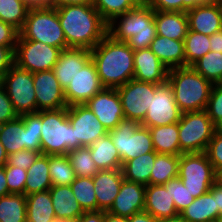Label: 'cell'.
<instances>
[{"mask_svg": "<svg viewBox=\"0 0 222 222\" xmlns=\"http://www.w3.org/2000/svg\"><path fill=\"white\" fill-rule=\"evenodd\" d=\"M180 214L188 222H209L218 220L219 210L214 196L207 192L195 198Z\"/></svg>", "mask_w": 222, "mask_h": 222, "instance_id": "30", "label": "cell"}, {"mask_svg": "<svg viewBox=\"0 0 222 222\" xmlns=\"http://www.w3.org/2000/svg\"><path fill=\"white\" fill-rule=\"evenodd\" d=\"M158 84L131 79L116 88L119 93L124 117L139 124L144 120Z\"/></svg>", "mask_w": 222, "mask_h": 222, "instance_id": "12", "label": "cell"}, {"mask_svg": "<svg viewBox=\"0 0 222 222\" xmlns=\"http://www.w3.org/2000/svg\"><path fill=\"white\" fill-rule=\"evenodd\" d=\"M214 1L215 0H152L150 7L154 11L187 12L197 5Z\"/></svg>", "mask_w": 222, "mask_h": 222, "instance_id": "44", "label": "cell"}, {"mask_svg": "<svg viewBox=\"0 0 222 222\" xmlns=\"http://www.w3.org/2000/svg\"><path fill=\"white\" fill-rule=\"evenodd\" d=\"M67 117L74 128L75 140L82 147L91 146L108 133L96 115L85 104L68 106Z\"/></svg>", "mask_w": 222, "mask_h": 222, "instance_id": "14", "label": "cell"}, {"mask_svg": "<svg viewBox=\"0 0 222 222\" xmlns=\"http://www.w3.org/2000/svg\"><path fill=\"white\" fill-rule=\"evenodd\" d=\"M209 192L214 196L219 214L222 213V183L217 180L210 188Z\"/></svg>", "mask_w": 222, "mask_h": 222, "instance_id": "54", "label": "cell"}, {"mask_svg": "<svg viewBox=\"0 0 222 222\" xmlns=\"http://www.w3.org/2000/svg\"><path fill=\"white\" fill-rule=\"evenodd\" d=\"M129 222H159V220L148 212L142 211L129 217Z\"/></svg>", "mask_w": 222, "mask_h": 222, "instance_id": "57", "label": "cell"}, {"mask_svg": "<svg viewBox=\"0 0 222 222\" xmlns=\"http://www.w3.org/2000/svg\"><path fill=\"white\" fill-rule=\"evenodd\" d=\"M93 0H48L47 6L57 8L64 5L92 4Z\"/></svg>", "mask_w": 222, "mask_h": 222, "instance_id": "55", "label": "cell"}, {"mask_svg": "<svg viewBox=\"0 0 222 222\" xmlns=\"http://www.w3.org/2000/svg\"><path fill=\"white\" fill-rule=\"evenodd\" d=\"M170 195L173 197L178 214L188 207L195 199L178 176L170 179Z\"/></svg>", "mask_w": 222, "mask_h": 222, "instance_id": "46", "label": "cell"}, {"mask_svg": "<svg viewBox=\"0 0 222 222\" xmlns=\"http://www.w3.org/2000/svg\"><path fill=\"white\" fill-rule=\"evenodd\" d=\"M184 41L186 66H192L210 50V36L188 30Z\"/></svg>", "mask_w": 222, "mask_h": 222, "instance_id": "40", "label": "cell"}, {"mask_svg": "<svg viewBox=\"0 0 222 222\" xmlns=\"http://www.w3.org/2000/svg\"><path fill=\"white\" fill-rule=\"evenodd\" d=\"M41 153L44 155H67L82 147L75 140L74 128L67 117V107L41 111Z\"/></svg>", "mask_w": 222, "mask_h": 222, "instance_id": "5", "label": "cell"}, {"mask_svg": "<svg viewBox=\"0 0 222 222\" xmlns=\"http://www.w3.org/2000/svg\"><path fill=\"white\" fill-rule=\"evenodd\" d=\"M49 192L56 217L78 219L85 212L70 185L52 186Z\"/></svg>", "mask_w": 222, "mask_h": 222, "instance_id": "26", "label": "cell"}, {"mask_svg": "<svg viewBox=\"0 0 222 222\" xmlns=\"http://www.w3.org/2000/svg\"><path fill=\"white\" fill-rule=\"evenodd\" d=\"M217 222H222V213L219 214Z\"/></svg>", "mask_w": 222, "mask_h": 222, "instance_id": "67", "label": "cell"}, {"mask_svg": "<svg viewBox=\"0 0 222 222\" xmlns=\"http://www.w3.org/2000/svg\"><path fill=\"white\" fill-rule=\"evenodd\" d=\"M107 34L114 40L127 42L134 51L149 48L157 35L154 10L151 7L128 10L108 23Z\"/></svg>", "mask_w": 222, "mask_h": 222, "instance_id": "3", "label": "cell"}, {"mask_svg": "<svg viewBox=\"0 0 222 222\" xmlns=\"http://www.w3.org/2000/svg\"><path fill=\"white\" fill-rule=\"evenodd\" d=\"M52 186L70 185L76 178L67 155H48Z\"/></svg>", "mask_w": 222, "mask_h": 222, "instance_id": "36", "label": "cell"}, {"mask_svg": "<svg viewBox=\"0 0 222 222\" xmlns=\"http://www.w3.org/2000/svg\"><path fill=\"white\" fill-rule=\"evenodd\" d=\"M25 2L29 7H45L47 6L48 0H22Z\"/></svg>", "mask_w": 222, "mask_h": 222, "instance_id": "60", "label": "cell"}, {"mask_svg": "<svg viewBox=\"0 0 222 222\" xmlns=\"http://www.w3.org/2000/svg\"><path fill=\"white\" fill-rule=\"evenodd\" d=\"M157 154L155 151L149 152L123 163L121 171L124 179L145 186L150 185L151 170Z\"/></svg>", "mask_w": 222, "mask_h": 222, "instance_id": "29", "label": "cell"}, {"mask_svg": "<svg viewBox=\"0 0 222 222\" xmlns=\"http://www.w3.org/2000/svg\"><path fill=\"white\" fill-rule=\"evenodd\" d=\"M178 177L195 198L209 192L217 181V171L203 153H182L179 160Z\"/></svg>", "mask_w": 222, "mask_h": 222, "instance_id": "9", "label": "cell"}, {"mask_svg": "<svg viewBox=\"0 0 222 222\" xmlns=\"http://www.w3.org/2000/svg\"><path fill=\"white\" fill-rule=\"evenodd\" d=\"M18 117L12 102L6 93L3 84L0 82V125L12 121Z\"/></svg>", "mask_w": 222, "mask_h": 222, "instance_id": "50", "label": "cell"}, {"mask_svg": "<svg viewBox=\"0 0 222 222\" xmlns=\"http://www.w3.org/2000/svg\"><path fill=\"white\" fill-rule=\"evenodd\" d=\"M157 35L173 40H184L188 33L186 12L154 11Z\"/></svg>", "mask_w": 222, "mask_h": 222, "instance_id": "25", "label": "cell"}, {"mask_svg": "<svg viewBox=\"0 0 222 222\" xmlns=\"http://www.w3.org/2000/svg\"><path fill=\"white\" fill-rule=\"evenodd\" d=\"M181 114L182 112L175 102L173 89L166 82L156 88L154 97L140 125L149 128L178 123Z\"/></svg>", "mask_w": 222, "mask_h": 222, "instance_id": "13", "label": "cell"}, {"mask_svg": "<svg viewBox=\"0 0 222 222\" xmlns=\"http://www.w3.org/2000/svg\"><path fill=\"white\" fill-rule=\"evenodd\" d=\"M205 111L216 127L222 128V83L213 84Z\"/></svg>", "mask_w": 222, "mask_h": 222, "instance_id": "45", "label": "cell"}, {"mask_svg": "<svg viewBox=\"0 0 222 222\" xmlns=\"http://www.w3.org/2000/svg\"><path fill=\"white\" fill-rule=\"evenodd\" d=\"M92 5L107 24L115 17L135 8L131 0H93Z\"/></svg>", "mask_w": 222, "mask_h": 222, "instance_id": "43", "label": "cell"}, {"mask_svg": "<svg viewBox=\"0 0 222 222\" xmlns=\"http://www.w3.org/2000/svg\"><path fill=\"white\" fill-rule=\"evenodd\" d=\"M189 30L211 36L222 30V11L215 2L197 5L186 12Z\"/></svg>", "mask_w": 222, "mask_h": 222, "instance_id": "21", "label": "cell"}, {"mask_svg": "<svg viewBox=\"0 0 222 222\" xmlns=\"http://www.w3.org/2000/svg\"><path fill=\"white\" fill-rule=\"evenodd\" d=\"M19 34L12 25L0 20V46H16Z\"/></svg>", "mask_w": 222, "mask_h": 222, "instance_id": "51", "label": "cell"}, {"mask_svg": "<svg viewBox=\"0 0 222 222\" xmlns=\"http://www.w3.org/2000/svg\"><path fill=\"white\" fill-rule=\"evenodd\" d=\"M210 50L222 53V30L210 36Z\"/></svg>", "mask_w": 222, "mask_h": 222, "instance_id": "56", "label": "cell"}, {"mask_svg": "<svg viewBox=\"0 0 222 222\" xmlns=\"http://www.w3.org/2000/svg\"><path fill=\"white\" fill-rule=\"evenodd\" d=\"M16 46H0V82L15 64L14 51Z\"/></svg>", "mask_w": 222, "mask_h": 222, "instance_id": "52", "label": "cell"}, {"mask_svg": "<svg viewBox=\"0 0 222 222\" xmlns=\"http://www.w3.org/2000/svg\"><path fill=\"white\" fill-rule=\"evenodd\" d=\"M25 194L10 193L0 197V222H27Z\"/></svg>", "mask_w": 222, "mask_h": 222, "instance_id": "34", "label": "cell"}, {"mask_svg": "<svg viewBox=\"0 0 222 222\" xmlns=\"http://www.w3.org/2000/svg\"><path fill=\"white\" fill-rule=\"evenodd\" d=\"M205 153L217 172L222 169V128L216 129Z\"/></svg>", "mask_w": 222, "mask_h": 222, "instance_id": "48", "label": "cell"}, {"mask_svg": "<svg viewBox=\"0 0 222 222\" xmlns=\"http://www.w3.org/2000/svg\"><path fill=\"white\" fill-rule=\"evenodd\" d=\"M89 148L99 170L121 169V158L108 133L96 140Z\"/></svg>", "mask_w": 222, "mask_h": 222, "instance_id": "28", "label": "cell"}, {"mask_svg": "<svg viewBox=\"0 0 222 222\" xmlns=\"http://www.w3.org/2000/svg\"><path fill=\"white\" fill-rule=\"evenodd\" d=\"M216 129L205 110L183 112L178 122L180 150L183 153L205 152Z\"/></svg>", "mask_w": 222, "mask_h": 222, "instance_id": "8", "label": "cell"}, {"mask_svg": "<svg viewBox=\"0 0 222 222\" xmlns=\"http://www.w3.org/2000/svg\"><path fill=\"white\" fill-rule=\"evenodd\" d=\"M167 82L182 113L206 109L213 84L192 66L170 69Z\"/></svg>", "mask_w": 222, "mask_h": 222, "instance_id": "4", "label": "cell"}, {"mask_svg": "<svg viewBox=\"0 0 222 222\" xmlns=\"http://www.w3.org/2000/svg\"><path fill=\"white\" fill-rule=\"evenodd\" d=\"M30 7L22 0H0V20L22 30Z\"/></svg>", "mask_w": 222, "mask_h": 222, "instance_id": "38", "label": "cell"}, {"mask_svg": "<svg viewBox=\"0 0 222 222\" xmlns=\"http://www.w3.org/2000/svg\"><path fill=\"white\" fill-rule=\"evenodd\" d=\"M103 88L96 66L94 62L90 60L70 81L69 85L64 90L67 106L85 104Z\"/></svg>", "mask_w": 222, "mask_h": 222, "instance_id": "16", "label": "cell"}, {"mask_svg": "<svg viewBox=\"0 0 222 222\" xmlns=\"http://www.w3.org/2000/svg\"><path fill=\"white\" fill-rule=\"evenodd\" d=\"M52 187L49 175L48 155L41 154L27 169L24 194L47 191Z\"/></svg>", "mask_w": 222, "mask_h": 222, "instance_id": "32", "label": "cell"}, {"mask_svg": "<svg viewBox=\"0 0 222 222\" xmlns=\"http://www.w3.org/2000/svg\"><path fill=\"white\" fill-rule=\"evenodd\" d=\"M180 156L157 154L154 167L151 170L150 184L164 185L170 179L178 176Z\"/></svg>", "mask_w": 222, "mask_h": 222, "instance_id": "35", "label": "cell"}, {"mask_svg": "<svg viewBox=\"0 0 222 222\" xmlns=\"http://www.w3.org/2000/svg\"><path fill=\"white\" fill-rule=\"evenodd\" d=\"M76 177H93L99 169L91 156L89 147H79L67 154Z\"/></svg>", "mask_w": 222, "mask_h": 222, "instance_id": "42", "label": "cell"}, {"mask_svg": "<svg viewBox=\"0 0 222 222\" xmlns=\"http://www.w3.org/2000/svg\"><path fill=\"white\" fill-rule=\"evenodd\" d=\"M90 53L104 88H118L133 79L134 50L127 42L107 34Z\"/></svg>", "mask_w": 222, "mask_h": 222, "instance_id": "2", "label": "cell"}, {"mask_svg": "<svg viewBox=\"0 0 222 222\" xmlns=\"http://www.w3.org/2000/svg\"><path fill=\"white\" fill-rule=\"evenodd\" d=\"M24 124V149L41 152V111L21 115Z\"/></svg>", "mask_w": 222, "mask_h": 222, "instance_id": "41", "label": "cell"}, {"mask_svg": "<svg viewBox=\"0 0 222 222\" xmlns=\"http://www.w3.org/2000/svg\"><path fill=\"white\" fill-rule=\"evenodd\" d=\"M192 67L212 84L222 83V53L216 51L207 52L197 60Z\"/></svg>", "mask_w": 222, "mask_h": 222, "instance_id": "37", "label": "cell"}, {"mask_svg": "<svg viewBox=\"0 0 222 222\" xmlns=\"http://www.w3.org/2000/svg\"><path fill=\"white\" fill-rule=\"evenodd\" d=\"M78 222H105V211H85L78 218Z\"/></svg>", "mask_w": 222, "mask_h": 222, "instance_id": "53", "label": "cell"}, {"mask_svg": "<svg viewBox=\"0 0 222 222\" xmlns=\"http://www.w3.org/2000/svg\"><path fill=\"white\" fill-rule=\"evenodd\" d=\"M214 2L217 4L218 8L222 11V0H215Z\"/></svg>", "mask_w": 222, "mask_h": 222, "instance_id": "66", "label": "cell"}, {"mask_svg": "<svg viewBox=\"0 0 222 222\" xmlns=\"http://www.w3.org/2000/svg\"><path fill=\"white\" fill-rule=\"evenodd\" d=\"M18 40L40 41L61 50L68 45L56 8L30 7Z\"/></svg>", "mask_w": 222, "mask_h": 222, "instance_id": "6", "label": "cell"}, {"mask_svg": "<svg viewBox=\"0 0 222 222\" xmlns=\"http://www.w3.org/2000/svg\"><path fill=\"white\" fill-rule=\"evenodd\" d=\"M168 72L169 69L149 48L134 51L133 79L162 85L167 82Z\"/></svg>", "mask_w": 222, "mask_h": 222, "instance_id": "19", "label": "cell"}, {"mask_svg": "<svg viewBox=\"0 0 222 222\" xmlns=\"http://www.w3.org/2000/svg\"><path fill=\"white\" fill-rule=\"evenodd\" d=\"M5 174L9 194H24L27 170L18 168L17 166H5Z\"/></svg>", "mask_w": 222, "mask_h": 222, "instance_id": "47", "label": "cell"}, {"mask_svg": "<svg viewBox=\"0 0 222 222\" xmlns=\"http://www.w3.org/2000/svg\"><path fill=\"white\" fill-rule=\"evenodd\" d=\"M105 222H129V217L116 216L105 211Z\"/></svg>", "mask_w": 222, "mask_h": 222, "instance_id": "59", "label": "cell"}, {"mask_svg": "<svg viewBox=\"0 0 222 222\" xmlns=\"http://www.w3.org/2000/svg\"><path fill=\"white\" fill-rule=\"evenodd\" d=\"M1 83L18 116L37 112L33 73L14 64L5 74Z\"/></svg>", "mask_w": 222, "mask_h": 222, "instance_id": "10", "label": "cell"}, {"mask_svg": "<svg viewBox=\"0 0 222 222\" xmlns=\"http://www.w3.org/2000/svg\"><path fill=\"white\" fill-rule=\"evenodd\" d=\"M217 180H219V181L222 183V169H220V170L217 172Z\"/></svg>", "mask_w": 222, "mask_h": 222, "instance_id": "65", "label": "cell"}, {"mask_svg": "<svg viewBox=\"0 0 222 222\" xmlns=\"http://www.w3.org/2000/svg\"><path fill=\"white\" fill-rule=\"evenodd\" d=\"M153 147L158 154H171L180 156L178 123L164 126L149 127Z\"/></svg>", "mask_w": 222, "mask_h": 222, "instance_id": "27", "label": "cell"}, {"mask_svg": "<svg viewBox=\"0 0 222 222\" xmlns=\"http://www.w3.org/2000/svg\"><path fill=\"white\" fill-rule=\"evenodd\" d=\"M0 142L7 155L24 150V124L21 116L0 125Z\"/></svg>", "mask_w": 222, "mask_h": 222, "instance_id": "33", "label": "cell"}, {"mask_svg": "<svg viewBox=\"0 0 222 222\" xmlns=\"http://www.w3.org/2000/svg\"><path fill=\"white\" fill-rule=\"evenodd\" d=\"M108 134L118 150L122 164L155 151L149 128L141 126L134 120L123 118L120 124Z\"/></svg>", "mask_w": 222, "mask_h": 222, "instance_id": "7", "label": "cell"}, {"mask_svg": "<svg viewBox=\"0 0 222 222\" xmlns=\"http://www.w3.org/2000/svg\"><path fill=\"white\" fill-rule=\"evenodd\" d=\"M68 48L93 49L106 35L108 24L92 4L56 8Z\"/></svg>", "mask_w": 222, "mask_h": 222, "instance_id": "1", "label": "cell"}, {"mask_svg": "<svg viewBox=\"0 0 222 222\" xmlns=\"http://www.w3.org/2000/svg\"><path fill=\"white\" fill-rule=\"evenodd\" d=\"M135 7H150L152 0H131Z\"/></svg>", "mask_w": 222, "mask_h": 222, "instance_id": "63", "label": "cell"}, {"mask_svg": "<svg viewBox=\"0 0 222 222\" xmlns=\"http://www.w3.org/2000/svg\"><path fill=\"white\" fill-rule=\"evenodd\" d=\"M51 222H78V219L55 217Z\"/></svg>", "mask_w": 222, "mask_h": 222, "instance_id": "64", "label": "cell"}, {"mask_svg": "<svg viewBox=\"0 0 222 222\" xmlns=\"http://www.w3.org/2000/svg\"><path fill=\"white\" fill-rule=\"evenodd\" d=\"M144 211L158 220L178 215L170 195V180L164 185L146 186Z\"/></svg>", "mask_w": 222, "mask_h": 222, "instance_id": "23", "label": "cell"}, {"mask_svg": "<svg viewBox=\"0 0 222 222\" xmlns=\"http://www.w3.org/2000/svg\"><path fill=\"white\" fill-rule=\"evenodd\" d=\"M27 222H51L55 217L49 190L26 195Z\"/></svg>", "mask_w": 222, "mask_h": 222, "instance_id": "31", "label": "cell"}, {"mask_svg": "<svg viewBox=\"0 0 222 222\" xmlns=\"http://www.w3.org/2000/svg\"><path fill=\"white\" fill-rule=\"evenodd\" d=\"M123 179L121 169L99 170L93 176L98 210L110 209L119 193Z\"/></svg>", "mask_w": 222, "mask_h": 222, "instance_id": "22", "label": "cell"}, {"mask_svg": "<svg viewBox=\"0 0 222 222\" xmlns=\"http://www.w3.org/2000/svg\"><path fill=\"white\" fill-rule=\"evenodd\" d=\"M61 49L40 41L17 40L14 62L31 73L52 70L58 61Z\"/></svg>", "mask_w": 222, "mask_h": 222, "instance_id": "11", "label": "cell"}, {"mask_svg": "<svg viewBox=\"0 0 222 222\" xmlns=\"http://www.w3.org/2000/svg\"><path fill=\"white\" fill-rule=\"evenodd\" d=\"M70 187L84 211H98L93 177H76Z\"/></svg>", "mask_w": 222, "mask_h": 222, "instance_id": "39", "label": "cell"}, {"mask_svg": "<svg viewBox=\"0 0 222 222\" xmlns=\"http://www.w3.org/2000/svg\"><path fill=\"white\" fill-rule=\"evenodd\" d=\"M159 222H188L181 214L170 218L160 219Z\"/></svg>", "mask_w": 222, "mask_h": 222, "instance_id": "61", "label": "cell"}, {"mask_svg": "<svg viewBox=\"0 0 222 222\" xmlns=\"http://www.w3.org/2000/svg\"><path fill=\"white\" fill-rule=\"evenodd\" d=\"M149 49L169 70L186 67L183 40H173L161 35H156Z\"/></svg>", "mask_w": 222, "mask_h": 222, "instance_id": "24", "label": "cell"}, {"mask_svg": "<svg viewBox=\"0 0 222 222\" xmlns=\"http://www.w3.org/2000/svg\"><path fill=\"white\" fill-rule=\"evenodd\" d=\"M9 194L7 187V178L5 174V166L0 167V197L6 196Z\"/></svg>", "mask_w": 222, "mask_h": 222, "instance_id": "58", "label": "cell"}, {"mask_svg": "<svg viewBox=\"0 0 222 222\" xmlns=\"http://www.w3.org/2000/svg\"><path fill=\"white\" fill-rule=\"evenodd\" d=\"M85 105L96 115L107 132L116 128L124 117L122 103L116 88H103Z\"/></svg>", "mask_w": 222, "mask_h": 222, "instance_id": "15", "label": "cell"}, {"mask_svg": "<svg viewBox=\"0 0 222 222\" xmlns=\"http://www.w3.org/2000/svg\"><path fill=\"white\" fill-rule=\"evenodd\" d=\"M41 154V152L33 150H20L8 155L7 164L5 166H17L18 168L27 170Z\"/></svg>", "mask_w": 222, "mask_h": 222, "instance_id": "49", "label": "cell"}, {"mask_svg": "<svg viewBox=\"0 0 222 222\" xmlns=\"http://www.w3.org/2000/svg\"><path fill=\"white\" fill-rule=\"evenodd\" d=\"M8 155L0 142V167H4L7 164Z\"/></svg>", "mask_w": 222, "mask_h": 222, "instance_id": "62", "label": "cell"}, {"mask_svg": "<svg viewBox=\"0 0 222 222\" xmlns=\"http://www.w3.org/2000/svg\"><path fill=\"white\" fill-rule=\"evenodd\" d=\"M90 60V50L84 48H67L61 50L58 61L52 70L64 90Z\"/></svg>", "mask_w": 222, "mask_h": 222, "instance_id": "20", "label": "cell"}, {"mask_svg": "<svg viewBox=\"0 0 222 222\" xmlns=\"http://www.w3.org/2000/svg\"><path fill=\"white\" fill-rule=\"evenodd\" d=\"M146 186L123 179L119 193L108 212L122 217L144 211Z\"/></svg>", "mask_w": 222, "mask_h": 222, "instance_id": "18", "label": "cell"}, {"mask_svg": "<svg viewBox=\"0 0 222 222\" xmlns=\"http://www.w3.org/2000/svg\"><path fill=\"white\" fill-rule=\"evenodd\" d=\"M37 101V112L66 108L64 89L59 84L53 70L33 73Z\"/></svg>", "mask_w": 222, "mask_h": 222, "instance_id": "17", "label": "cell"}]
</instances>
